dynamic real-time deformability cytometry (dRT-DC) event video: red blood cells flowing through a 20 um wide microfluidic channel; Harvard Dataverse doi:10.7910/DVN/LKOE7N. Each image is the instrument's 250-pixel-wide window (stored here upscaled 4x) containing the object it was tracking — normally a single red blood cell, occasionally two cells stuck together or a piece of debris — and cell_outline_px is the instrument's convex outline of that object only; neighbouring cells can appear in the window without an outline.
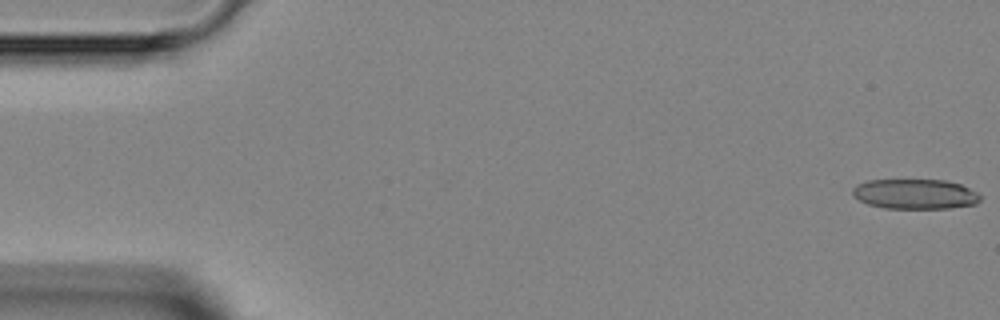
{"species": "Egyptian fruit bat (a non-hibernating species)", "species_latin": "Rousettus aegyptiacus", "temperature_condition": "room temperature", "stored_images_in_passage": 42, "camera_frame_rate_fps": 3000, "um_per_image_px": 0.085, "animal": {"sex": "female"}, "frame": {"image": 1, "passage_image": 1, "time_ms": 0.0, "image_size_px": [1000, 320], "cell_outline_px": [[980, 200], [976, 204], [948, 208], [884, 208], [868, 204], [852, 196], [852, 188], [856, 184], [868, 180], [944, 180], [960, 184], [976, 192], [980, 196]], "centroid_in_image_um": [77.74, 16.49], "position_along_channel_um": 7.3, "area_um2": 22.25}}
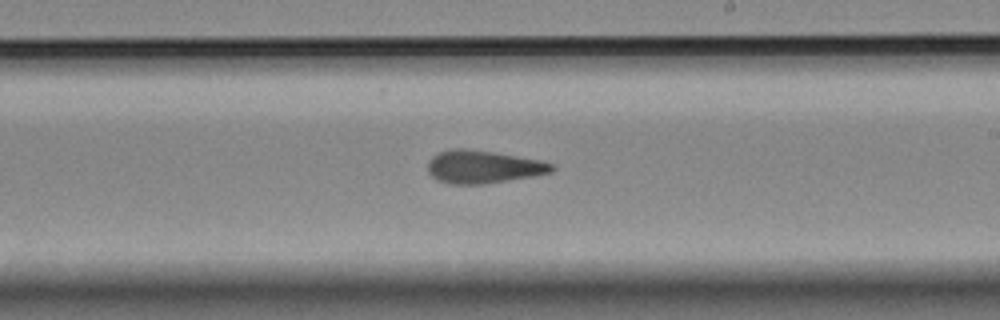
{"frame": {"image": 2, "passage_image": 27, "time_ms": 8.667, "image_size_px": [1000, 320], "cell_outline_px": [[556, 168], [552, 172], [532, 176], [484, 184], [448, 184], [436, 180], [428, 172], [428, 160], [432, 156], [440, 152], [456, 148], [464, 148], [492, 152], [540, 160], [552, 164]], "centroid_in_image_um": [41.03, 14.19], "position_along_channel_um": 248.0, "area_um2": 23.64}}
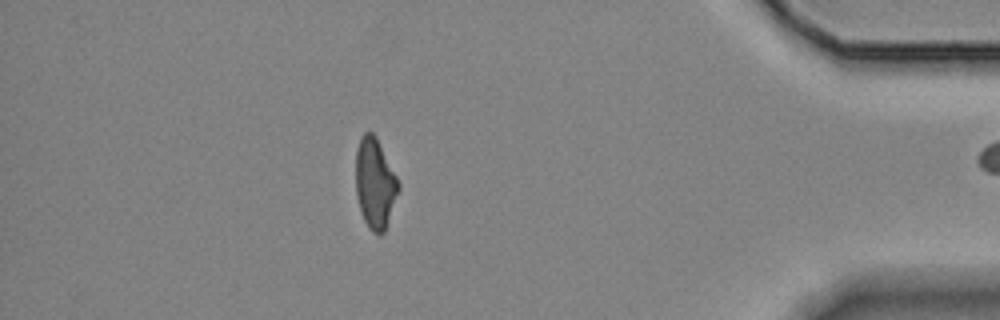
{"frame": {"image": 3, "passage_image": 41, "time_ms": 13.333, "image_size_px": [1000, 320], "cell_outline_px": [[400, 188], [384, 232], [380, 236], [372, 232], [368, 228], [364, 220], [356, 196], [356, 148], [360, 136], [364, 132], [372, 132], [376, 136], [400, 184]], "centroid_in_image_um": [31.86, 15.59], "position_along_channel_um": 403.3, "area_um2": 22.48}}